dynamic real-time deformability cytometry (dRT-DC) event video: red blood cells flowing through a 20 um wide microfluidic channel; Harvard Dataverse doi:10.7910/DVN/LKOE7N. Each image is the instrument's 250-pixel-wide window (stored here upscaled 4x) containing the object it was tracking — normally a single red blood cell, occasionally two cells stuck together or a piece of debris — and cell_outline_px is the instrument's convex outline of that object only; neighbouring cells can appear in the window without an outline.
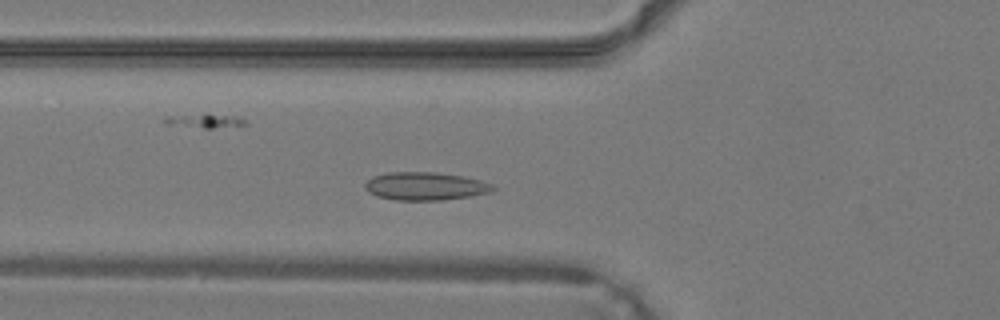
{"species": "common noctule bat (a hibernating species)", "species_latin": "Nyctalus noctula", "temperature_condition": "warm", "stored_images_in_passage": 27, "camera_frame_rate_fps": 3000, "um_per_image_px": 0.085, "animal": {"sex": "male", "body_mass_g": 19.2, "forearm_length_mm": 51.8}, "frame": {"image": 1, "passage_image": 8, "time_ms": 2.333, "image_size_px": [1000, 320], "cell_outline_px": [[496, 188], [492, 192], [468, 196], [440, 200], [396, 200], [376, 196], [368, 192], [364, 188], [364, 184], [372, 176], [388, 172], [436, 172], [464, 176], [480, 180], [492, 184]], "centroid_in_image_um": [36.13, 15.82], "position_along_channel_um": 89.7, "area_um2": 20.98}}
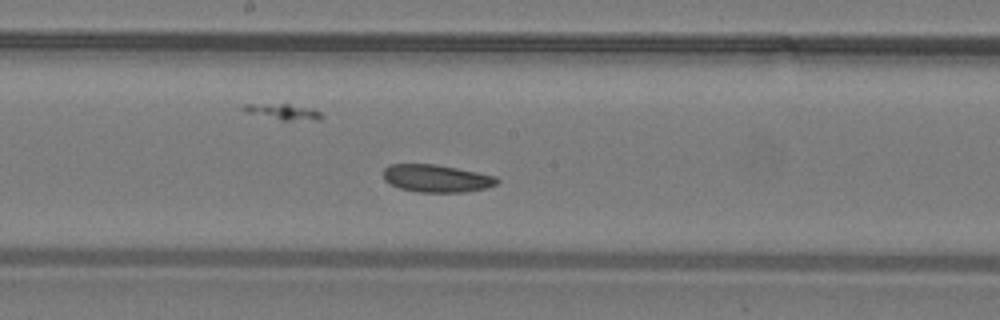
{"frame": {"image": 2, "passage_image": 15, "time_ms": 4.667, "image_size_px": [1000, 320], "cell_outline_px": [[500, 180], [496, 184], [484, 188], [464, 192], [420, 192], [400, 188], [384, 180], [384, 168], [388, 164], [436, 164], [496, 176]], "centroid_in_image_um": [37.09, 15.15], "position_along_channel_um": 211.1, "area_um2": 18.09}}
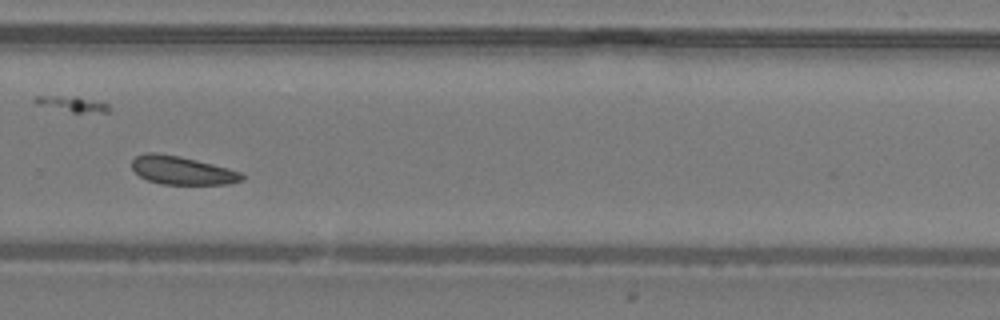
{"frame": {"image": 3, "passage_image": 21, "time_ms": 6.667, "image_size_px": [1000, 320], "cell_outline_px": [[244, 180], [228, 184], [160, 184], [148, 180], [140, 176], [132, 168], [132, 160], [136, 156], [148, 152], [156, 152], [180, 156], [244, 172]], "centroid_in_image_um": [15.5, 14.48], "position_along_channel_um": 314.3, "area_um2": 18.21}}